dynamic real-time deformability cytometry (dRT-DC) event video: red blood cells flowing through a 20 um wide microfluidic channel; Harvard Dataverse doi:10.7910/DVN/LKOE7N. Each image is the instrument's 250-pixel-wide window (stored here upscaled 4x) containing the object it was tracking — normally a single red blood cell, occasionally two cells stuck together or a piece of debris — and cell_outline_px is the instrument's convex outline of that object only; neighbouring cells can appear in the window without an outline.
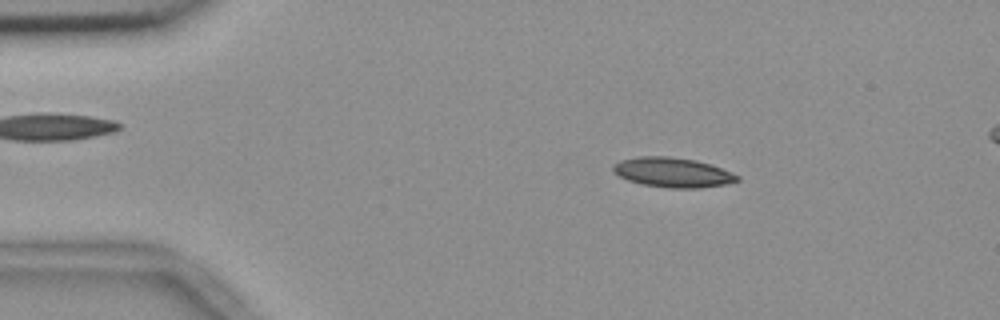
{"species": "common noctule bat (a hibernating species)", "species_latin": "Nyctalus noctula", "temperature_condition": "room temperature", "stored_images_in_passage": 57, "segment_of_instrument_passage": [1, 2], "camera_frame_rate_fps": 3000, "um_per_image_px": 0.085, "animal": {"sex": "female", "body_mass_g": 18.4}, "frame": {"image": 1, "passage_image": 10, "time_ms": 3.0, "image_size_px": [1000, 320], "cell_outline_px": [[740, 180], [724, 184], [700, 188], [672, 188], [640, 184], [628, 180], [620, 176], [612, 168], [612, 164], [620, 160], [636, 156], [668, 156], [696, 160], [732, 172], [740, 176]], "centroid_in_image_um": [57.16, 14.65], "position_along_channel_um": 27.8, "area_um2": 21.44}}
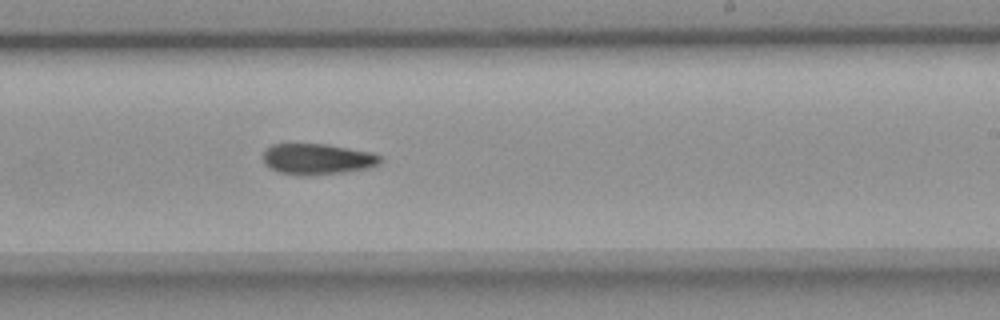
{"frame": {"image": 2, "passage_image": 34, "time_ms": 11.0, "image_size_px": [1000, 320], "cell_outline_px": [[384, 160], [380, 164], [368, 168], [344, 172], [304, 176], [300, 176], [280, 172], [264, 164], [264, 152], [272, 144], [324, 144], [372, 152], [380, 156]], "centroid_in_image_um": [27.01, 13.53], "position_along_channel_um": 262.0, "area_um2": 21.04}}
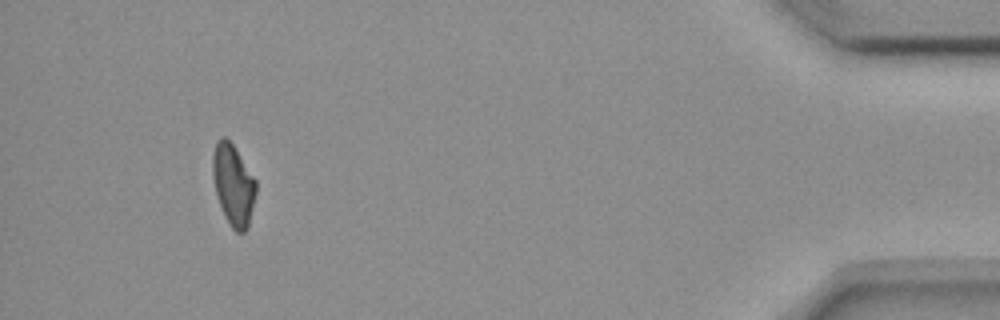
{"frame": {"image": 3, "passage_image": 52, "time_ms": 17.0, "image_size_px": [1000, 320], "cell_outline_px": [[256, 192], [248, 224], [244, 232], [236, 232], [232, 228], [224, 216], [216, 192], [212, 176], [212, 156], [216, 140], [220, 136], [224, 136], [232, 144], [256, 180]], "centroid_in_image_um": [19.8, 15.68], "position_along_channel_um": 415.4, "area_um2": 20.23}}